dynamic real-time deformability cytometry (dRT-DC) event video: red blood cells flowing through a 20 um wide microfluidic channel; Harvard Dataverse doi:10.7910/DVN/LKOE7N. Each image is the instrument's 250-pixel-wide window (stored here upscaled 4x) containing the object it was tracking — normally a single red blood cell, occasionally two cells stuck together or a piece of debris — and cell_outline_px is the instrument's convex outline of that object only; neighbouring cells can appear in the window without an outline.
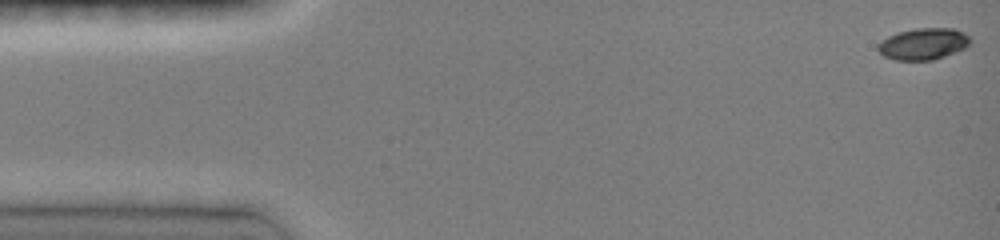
{"species": "common noctule bat (a hibernating species)", "species_latin": "Nyctalus noctula", "temperature_condition": "room temperature", "stored_images_in_passage": 54, "camera_frame_rate_fps": 3000, "um_per_image_px": 0.085, "animal": {"sex": "female", "body_mass_g": 19.0, "forearm_length_mm": 51.5}, "frame": {"image": 1, "passage_image": 1, "time_ms": 0.0, "image_size_px": [1000, 240], "cell_outline_px": [[972, 40], [964, 48], [944, 56], [932, 60], [896, 60], [884, 56], [876, 48], [876, 44], [888, 36], [900, 32], [916, 28], [952, 28], [964, 32]], "centroid_in_image_um": [78.46, 3.72], "position_along_channel_um": 6.5, "area_um2": 16.88}}
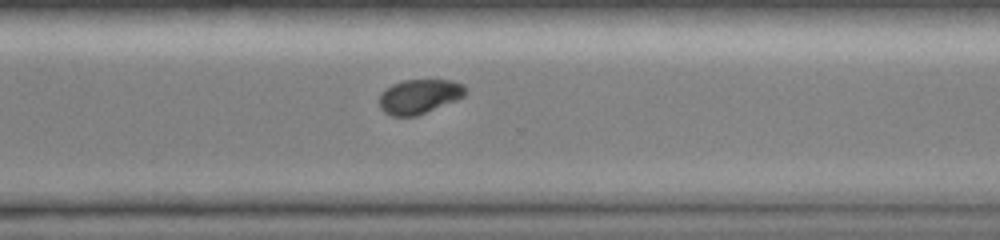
{"frame": {"image": 2, "passage_image": 38, "time_ms": 11.0, "image_size_px": [1000, 240], "cell_outline_px": [[468, 88], [464, 96], [456, 100], [416, 116], [392, 116], [384, 112], [380, 108], [380, 92], [384, 88], [392, 84], [404, 80], [452, 80], [464, 84]], "centroid_in_image_um": [35.64, 8.18], "position_along_channel_um": 335.0, "area_um2": 17.4}}
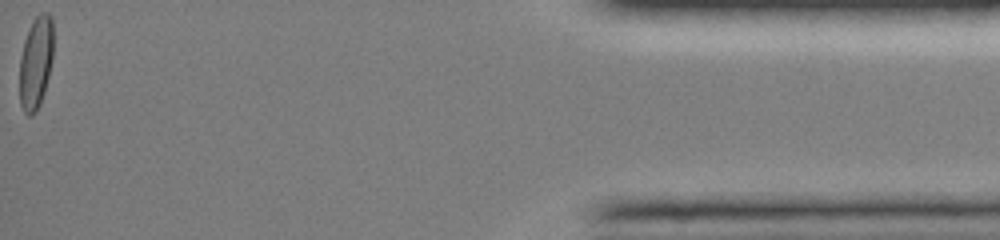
{"frame": {"image": 3, "passage_image": 54, "time_ms": 15.333, "image_size_px": [1000, 240], "cell_outline_px": [[52, 60], [44, 92], [40, 104], [36, 112], [32, 116], [28, 116], [24, 112], [20, 104], [20, 56], [24, 40], [32, 20], [40, 12], [48, 12], [52, 16]], "centroid_in_image_um": [3.03, 5.31], "position_along_channel_um": 432.2, "area_um2": 18.26}, "authors_computed_cell_mechanics": {"area_um2": 17.8891, "velocity_mm_per_s": 4.1347, "shape_relaxation_time_tau1_ms": 3.9291, "shape_relaxation_time_tau2_ms": null, "deformation_change_tau1": 0.1396, "deformation_change_tau2": null}}